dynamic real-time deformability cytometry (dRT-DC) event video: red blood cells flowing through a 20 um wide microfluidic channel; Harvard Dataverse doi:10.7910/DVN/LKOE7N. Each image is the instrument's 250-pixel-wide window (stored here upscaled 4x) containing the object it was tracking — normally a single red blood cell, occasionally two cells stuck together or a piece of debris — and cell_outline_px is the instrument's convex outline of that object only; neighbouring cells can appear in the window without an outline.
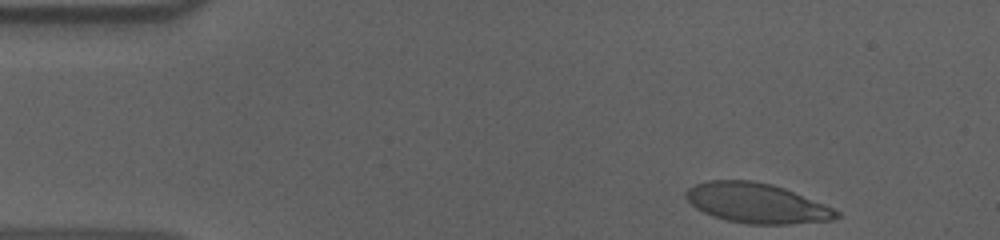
{"species": "human", "species_latin": "Homo sapiens", "temperature_condition": "cold", "stored_images_in_passage": 41, "camera_frame_rate_fps": 3000, "um_per_image_px": 0.085, "donor": {"sex": "male"}, "frame": {"image": 1, "passage_image": 1, "time_ms": 0.0, "image_size_px": [1000, 240], "cell_outline_px": [[840, 216], [832, 220], [788, 224], [748, 224], [728, 220], [712, 216], [696, 208], [684, 196], [684, 192], [688, 188], [696, 184], [708, 180], [752, 180], [772, 184], [784, 188], [832, 208], [840, 212]], "centroid_in_image_um": [64.28, 17.26], "position_along_channel_um": 20.7, "area_um2": 34.74}}
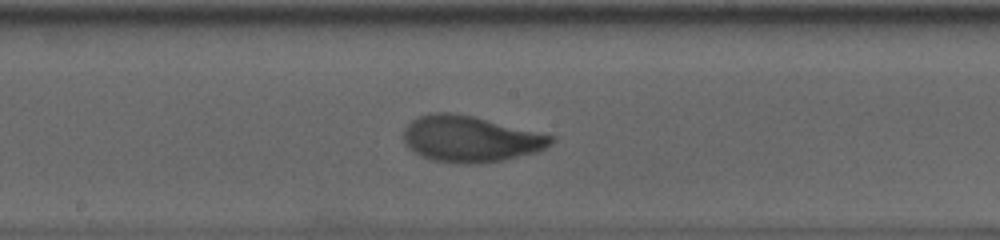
{"frame": {"image": 2, "passage_image": 24, "time_ms": 7.667, "image_size_px": [1000, 240], "cell_outline_px": [[556, 140], [552, 144], [536, 152], [484, 164], [456, 164], [432, 160], [420, 156], [412, 152], [404, 144], [404, 128], [412, 120], [420, 116], [432, 112], [452, 112], [472, 116], [556, 136]], "centroid_in_image_um": [39.96, 11.82], "position_along_channel_um": 208.2, "area_um2": 40.0}}
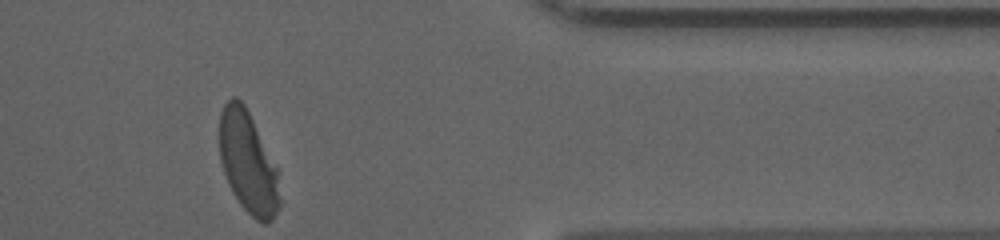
{"frame": {"image": 3, "passage_image": 41, "time_ms": 13.333, "image_size_px": [1000, 240], "cell_outline_px": [[280, 204], [272, 220], [268, 224], [264, 224], [256, 220], [240, 204], [232, 192], [228, 184], [220, 160], [220, 112], [224, 104], [232, 96], [236, 96], [244, 104], [276, 168], [280, 200]], "centroid_in_image_um": [21.06, 13.84], "position_along_channel_um": 390.3, "area_um2": 35.08}, "authors_computed_cell_mechanics": {"area_um2": 38.148, "velocity_mm_per_s": 3.6047, "shape_relaxation_time_tau1_ms": 3.9691, "shape_relaxation_time_tau2_ms": 0.8202, "deformation_change_tau1": 0.1786, "deformation_change_tau2": 0.0517}}